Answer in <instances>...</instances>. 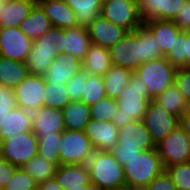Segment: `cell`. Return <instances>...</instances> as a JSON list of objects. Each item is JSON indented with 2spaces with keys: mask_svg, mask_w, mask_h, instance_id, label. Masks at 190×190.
I'll list each match as a JSON object with an SVG mask.
<instances>
[{
  "mask_svg": "<svg viewBox=\"0 0 190 190\" xmlns=\"http://www.w3.org/2000/svg\"><path fill=\"white\" fill-rule=\"evenodd\" d=\"M149 101L145 83L133 72L129 85L116 98L118 109L112 122L120 129L133 120H143Z\"/></svg>",
  "mask_w": 190,
  "mask_h": 190,
  "instance_id": "1",
  "label": "cell"
},
{
  "mask_svg": "<svg viewBox=\"0 0 190 190\" xmlns=\"http://www.w3.org/2000/svg\"><path fill=\"white\" fill-rule=\"evenodd\" d=\"M87 167L95 188L113 190L126 186L124 168L109 151L94 150Z\"/></svg>",
  "mask_w": 190,
  "mask_h": 190,
  "instance_id": "2",
  "label": "cell"
},
{
  "mask_svg": "<svg viewBox=\"0 0 190 190\" xmlns=\"http://www.w3.org/2000/svg\"><path fill=\"white\" fill-rule=\"evenodd\" d=\"M64 29L52 26L44 35L33 40L26 65L30 74L43 76L53 58L62 52Z\"/></svg>",
  "mask_w": 190,
  "mask_h": 190,
  "instance_id": "3",
  "label": "cell"
},
{
  "mask_svg": "<svg viewBox=\"0 0 190 190\" xmlns=\"http://www.w3.org/2000/svg\"><path fill=\"white\" fill-rule=\"evenodd\" d=\"M123 168L125 185L136 190H143L165 170L156 148L142 150Z\"/></svg>",
  "mask_w": 190,
  "mask_h": 190,
  "instance_id": "4",
  "label": "cell"
},
{
  "mask_svg": "<svg viewBox=\"0 0 190 190\" xmlns=\"http://www.w3.org/2000/svg\"><path fill=\"white\" fill-rule=\"evenodd\" d=\"M177 67L165 57L142 63L134 73L145 83L148 99L154 100L175 82Z\"/></svg>",
  "mask_w": 190,
  "mask_h": 190,
  "instance_id": "5",
  "label": "cell"
},
{
  "mask_svg": "<svg viewBox=\"0 0 190 190\" xmlns=\"http://www.w3.org/2000/svg\"><path fill=\"white\" fill-rule=\"evenodd\" d=\"M113 66L130 69L134 72L145 63L144 41H142V26L125 36L109 49Z\"/></svg>",
  "mask_w": 190,
  "mask_h": 190,
  "instance_id": "6",
  "label": "cell"
},
{
  "mask_svg": "<svg viewBox=\"0 0 190 190\" xmlns=\"http://www.w3.org/2000/svg\"><path fill=\"white\" fill-rule=\"evenodd\" d=\"M38 154V138L33 131L18 133L0 142L1 159L22 167Z\"/></svg>",
  "mask_w": 190,
  "mask_h": 190,
  "instance_id": "7",
  "label": "cell"
},
{
  "mask_svg": "<svg viewBox=\"0 0 190 190\" xmlns=\"http://www.w3.org/2000/svg\"><path fill=\"white\" fill-rule=\"evenodd\" d=\"M93 152L94 148L84 131L62 132L59 144L60 164H87Z\"/></svg>",
  "mask_w": 190,
  "mask_h": 190,
  "instance_id": "8",
  "label": "cell"
},
{
  "mask_svg": "<svg viewBox=\"0 0 190 190\" xmlns=\"http://www.w3.org/2000/svg\"><path fill=\"white\" fill-rule=\"evenodd\" d=\"M101 15L128 32L143 25L138 0H105L102 2Z\"/></svg>",
  "mask_w": 190,
  "mask_h": 190,
  "instance_id": "9",
  "label": "cell"
},
{
  "mask_svg": "<svg viewBox=\"0 0 190 190\" xmlns=\"http://www.w3.org/2000/svg\"><path fill=\"white\" fill-rule=\"evenodd\" d=\"M156 149L164 169L174 164L189 162L190 136L178 126L156 144Z\"/></svg>",
  "mask_w": 190,
  "mask_h": 190,
  "instance_id": "10",
  "label": "cell"
},
{
  "mask_svg": "<svg viewBox=\"0 0 190 190\" xmlns=\"http://www.w3.org/2000/svg\"><path fill=\"white\" fill-rule=\"evenodd\" d=\"M143 122L157 144L179 126L180 118L166 111L154 100H150Z\"/></svg>",
  "mask_w": 190,
  "mask_h": 190,
  "instance_id": "11",
  "label": "cell"
},
{
  "mask_svg": "<svg viewBox=\"0 0 190 190\" xmlns=\"http://www.w3.org/2000/svg\"><path fill=\"white\" fill-rule=\"evenodd\" d=\"M33 40L19 27H0V56L10 60L26 62Z\"/></svg>",
  "mask_w": 190,
  "mask_h": 190,
  "instance_id": "12",
  "label": "cell"
},
{
  "mask_svg": "<svg viewBox=\"0 0 190 190\" xmlns=\"http://www.w3.org/2000/svg\"><path fill=\"white\" fill-rule=\"evenodd\" d=\"M13 91L18 107L30 112L36 111L43 106L45 79L43 76L30 74Z\"/></svg>",
  "mask_w": 190,
  "mask_h": 190,
  "instance_id": "13",
  "label": "cell"
},
{
  "mask_svg": "<svg viewBox=\"0 0 190 190\" xmlns=\"http://www.w3.org/2000/svg\"><path fill=\"white\" fill-rule=\"evenodd\" d=\"M91 44L109 49L119 42L128 32L126 29L110 22L102 15L92 21L87 27Z\"/></svg>",
  "mask_w": 190,
  "mask_h": 190,
  "instance_id": "14",
  "label": "cell"
},
{
  "mask_svg": "<svg viewBox=\"0 0 190 190\" xmlns=\"http://www.w3.org/2000/svg\"><path fill=\"white\" fill-rule=\"evenodd\" d=\"M65 130L62 109L42 106L32 112V131L37 138L45 135L62 133Z\"/></svg>",
  "mask_w": 190,
  "mask_h": 190,
  "instance_id": "15",
  "label": "cell"
},
{
  "mask_svg": "<svg viewBox=\"0 0 190 190\" xmlns=\"http://www.w3.org/2000/svg\"><path fill=\"white\" fill-rule=\"evenodd\" d=\"M118 130V127L112 121L91 119L84 132L90 139L94 150L110 152L118 143Z\"/></svg>",
  "mask_w": 190,
  "mask_h": 190,
  "instance_id": "16",
  "label": "cell"
},
{
  "mask_svg": "<svg viewBox=\"0 0 190 190\" xmlns=\"http://www.w3.org/2000/svg\"><path fill=\"white\" fill-rule=\"evenodd\" d=\"M82 66V60L72 54H60L57 58H53L43 77L48 83L66 84L82 70Z\"/></svg>",
  "mask_w": 190,
  "mask_h": 190,
  "instance_id": "17",
  "label": "cell"
},
{
  "mask_svg": "<svg viewBox=\"0 0 190 190\" xmlns=\"http://www.w3.org/2000/svg\"><path fill=\"white\" fill-rule=\"evenodd\" d=\"M143 23L149 20H173L186 0H138Z\"/></svg>",
  "mask_w": 190,
  "mask_h": 190,
  "instance_id": "18",
  "label": "cell"
},
{
  "mask_svg": "<svg viewBox=\"0 0 190 190\" xmlns=\"http://www.w3.org/2000/svg\"><path fill=\"white\" fill-rule=\"evenodd\" d=\"M120 146H136L142 150L154 149L156 144L143 120H133L118 130Z\"/></svg>",
  "mask_w": 190,
  "mask_h": 190,
  "instance_id": "19",
  "label": "cell"
},
{
  "mask_svg": "<svg viewBox=\"0 0 190 190\" xmlns=\"http://www.w3.org/2000/svg\"><path fill=\"white\" fill-rule=\"evenodd\" d=\"M63 190L83 189V185H91L87 164H60L54 175Z\"/></svg>",
  "mask_w": 190,
  "mask_h": 190,
  "instance_id": "20",
  "label": "cell"
},
{
  "mask_svg": "<svg viewBox=\"0 0 190 190\" xmlns=\"http://www.w3.org/2000/svg\"><path fill=\"white\" fill-rule=\"evenodd\" d=\"M90 45L91 40L85 26L64 29L60 54H72L83 61Z\"/></svg>",
  "mask_w": 190,
  "mask_h": 190,
  "instance_id": "21",
  "label": "cell"
},
{
  "mask_svg": "<svg viewBox=\"0 0 190 190\" xmlns=\"http://www.w3.org/2000/svg\"><path fill=\"white\" fill-rule=\"evenodd\" d=\"M35 4V0H0V27H19Z\"/></svg>",
  "mask_w": 190,
  "mask_h": 190,
  "instance_id": "22",
  "label": "cell"
},
{
  "mask_svg": "<svg viewBox=\"0 0 190 190\" xmlns=\"http://www.w3.org/2000/svg\"><path fill=\"white\" fill-rule=\"evenodd\" d=\"M50 19L52 26L68 29L78 26L74 10L64 0L36 2Z\"/></svg>",
  "mask_w": 190,
  "mask_h": 190,
  "instance_id": "23",
  "label": "cell"
},
{
  "mask_svg": "<svg viewBox=\"0 0 190 190\" xmlns=\"http://www.w3.org/2000/svg\"><path fill=\"white\" fill-rule=\"evenodd\" d=\"M143 25L153 34L165 57L173 50L175 39L181 30L172 20H149Z\"/></svg>",
  "mask_w": 190,
  "mask_h": 190,
  "instance_id": "24",
  "label": "cell"
},
{
  "mask_svg": "<svg viewBox=\"0 0 190 190\" xmlns=\"http://www.w3.org/2000/svg\"><path fill=\"white\" fill-rule=\"evenodd\" d=\"M26 131H32V112L17 106L8 112L0 126V142Z\"/></svg>",
  "mask_w": 190,
  "mask_h": 190,
  "instance_id": "25",
  "label": "cell"
},
{
  "mask_svg": "<svg viewBox=\"0 0 190 190\" xmlns=\"http://www.w3.org/2000/svg\"><path fill=\"white\" fill-rule=\"evenodd\" d=\"M82 62V70L95 76H103L112 66L109 50L94 44L90 45Z\"/></svg>",
  "mask_w": 190,
  "mask_h": 190,
  "instance_id": "26",
  "label": "cell"
},
{
  "mask_svg": "<svg viewBox=\"0 0 190 190\" xmlns=\"http://www.w3.org/2000/svg\"><path fill=\"white\" fill-rule=\"evenodd\" d=\"M65 130L84 131L91 120L90 106L80 101H70L63 108Z\"/></svg>",
  "mask_w": 190,
  "mask_h": 190,
  "instance_id": "27",
  "label": "cell"
},
{
  "mask_svg": "<svg viewBox=\"0 0 190 190\" xmlns=\"http://www.w3.org/2000/svg\"><path fill=\"white\" fill-rule=\"evenodd\" d=\"M52 27L50 19L39 4H35L29 15L20 23V30L32 40L44 35Z\"/></svg>",
  "mask_w": 190,
  "mask_h": 190,
  "instance_id": "28",
  "label": "cell"
},
{
  "mask_svg": "<svg viewBox=\"0 0 190 190\" xmlns=\"http://www.w3.org/2000/svg\"><path fill=\"white\" fill-rule=\"evenodd\" d=\"M30 75L26 62L10 60L0 56V84L14 89Z\"/></svg>",
  "mask_w": 190,
  "mask_h": 190,
  "instance_id": "29",
  "label": "cell"
},
{
  "mask_svg": "<svg viewBox=\"0 0 190 190\" xmlns=\"http://www.w3.org/2000/svg\"><path fill=\"white\" fill-rule=\"evenodd\" d=\"M154 101L162 106L166 111L179 118L190 107L175 83L170 85L165 91L157 96Z\"/></svg>",
  "mask_w": 190,
  "mask_h": 190,
  "instance_id": "30",
  "label": "cell"
},
{
  "mask_svg": "<svg viewBox=\"0 0 190 190\" xmlns=\"http://www.w3.org/2000/svg\"><path fill=\"white\" fill-rule=\"evenodd\" d=\"M132 73L130 69L112 65L109 71L103 75L106 96L118 98L125 87L129 85Z\"/></svg>",
  "mask_w": 190,
  "mask_h": 190,
  "instance_id": "31",
  "label": "cell"
},
{
  "mask_svg": "<svg viewBox=\"0 0 190 190\" xmlns=\"http://www.w3.org/2000/svg\"><path fill=\"white\" fill-rule=\"evenodd\" d=\"M70 6L78 21V25L87 27L101 15L102 0H64Z\"/></svg>",
  "mask_w": 190,
  "mask_h": 190,
  "instance_id": "32",
  "label": "cell"
},
{
  "mask_svg": "<svg viewBox=\"0 0 190 190\" xmlns=\"http://www.w3.org/2000/svg\"><path fill=\"white\" fill-rule=\"evenodd\" d=\"M21 168L33 177L35 182L39 185L40 183L54 177L57 166L48 162L39 155H36L26 162Z\"/></svg>",
  "mask_w": 190,
  "mask_h": 190,
  "instance_id": "33",
  "label": "cell"
},
{
  "mask_svg": "<svg viewBox=\"0 0 190 190\" xmlns=\"http://www.w3.org/2000/svg\"><path fill=\"white\" fill-rule=\"evenodd\" d=\"M106 96L103 76L87 74L86 81H83V93L81 101L91 106Z\"/></svg>",
  "mask_w": 190,
  "mask_h": 190,
  "instance_id": "34",
  "label": "cell"
},
{
  "mask_svg": "<svg viewBox=\"0 0 190 190\" xmlns=\"http://www.w3.org/2000/svg\"><path fill=\"white\" fill-rule=\"evenodd\" d=\"M62 141V133L45 135V138H38V154L48 162L60 165L59 144Z\"/></svg>",
  "mask_w": 190,
  "mask_h": 190,
  "instance_id": "35",
  "label": "cell"
},
{
  "mask_svg": "<svg viewBox=\"0 0 190 190\" xmlns=\"http://www.w3.org/2000/svg\"><path fill=\"white\" fill-rule=\"evenodd\" d=\"M45 93L43 106L62 109L70 102L65 84L45 82Z\"/></svg>",
  "mask_w": 190,
  "mask_h": 190,
  "instance_id": "36",
  "label": "cell"
},
{
  "mask_svg": "<svg viewBox=\"0 0 190 190\" xmlns=\"http://www.w3.org/2000/svg\"><path fill=\"white\" fill-rule=\"evenodd\" d=\"M117 109L116 99L105 96L96 104L90 106L91 119L97 121H112Z\"/></svg>",
  "mask_w": 190,
  "mask_h": 190,
  "instance_id": "37",
  "label": "cell"
},
{
  "mask_svg": "<svg viewBox=\"0 0 190 190\" xmlns=\"http://www.w3.org/2000/svg\"><path fill=\"white\" fill-rule=\"evenodd\" d=\"M165 171L177 190H190V161L166 167Z\"/></svg>",
  "mask_w": 190,
  "mask_h": 190,
  "instance_id": "38",
  "label": "cell"
},
{
  "mask_svg": "<svg viewBox=\"0 0 190 190\" xmlns=\"http://www.w3.org/2000/svg\"><path fill=\"white\" fill-rule=\"evenodd\" d=\"M2 190H38V184L34 178L18 167L10 181Z\"/></svg>",
  "mask_w": 190,
  "mask_h": 190,
  "instance_id": "39",
  "label": "cell"
},
{
  "mask_svg": "<svg viewBox=\"0 0 190 190\" xmlns=\"http://www.w3.org/2000/svg\"><path fill=\"white\" fill-rule=\"evenodd\" d=\"M142 41H144L145 62L158 60L163 57L161 48L155 40V37L144 25H142Z\"/></svg>",
  "mask_w": 190,
  "mask_h": 190,
  "instance_id": "40",
  "label": "cell"
},
{
  "mask_svg": "<svg viewBox=\"0 0 190 190\" xmlns=\"http://www.w3.org/2000/svg\"><path fill=\"white\" fill-rule=\"evenodd\" d=\"M87 74L81 70L76 73L66 84L67 95L70 101H80L83 93V81H86Z\"/></svg>",
  "mask_w": 190,
  "mask_h": 190,
  "instance_id": "41",
  "label": "cell"
},
{
  "mask_svg": "<svg viewBox=\"0 0 190 190\" xmlns=\"http://www.w3.org/2000/svg\"><path fill=\"white\" fill-rule=\"evenodd\" d=\"M174 83L190 106V68L178 67Z\"/></svg>",
  "mask_w": 190,
  "mask_h": 190,
  "instance_id": "42",
  "label": "cell"
},
{
  "mask_svg": "<svg viewBox=\"0 0 190 190\" xmlns=\"http://www.w3.org/2000/svg\"><path fill=\"white\" fill-rule=\"evenodd\" d=\"M183 42H185V31H181L173 46V50L165 56V58L174 66L183 67Z\"/></svg>",
  "mask_w": 190,
  "mask_h": 190,
  "instance_id": "43",
  "label": "cell"
},
{
  "mask_svg": "<svg viewBox=\"0 0 190 190\" xmlns=\"http://www.w3.org/2000/svg\"><path fill=\"white\" fill-rule=\"evenodd\" d=\"M141 151L142 149L136 146H120L116 144L110 152L124 167L129 160L137 156Z\"/></svg>",
  "mask_w": 190,
  "mask_h": 190,
  "instance_id": "44",
  "label": "cell"
},
{
  "mask_svg": "<svg viewBox=\"0 0 190 190\" xmlns=\"http://www.w3.org/2000/svg\"><path fill=\"white\" fill-rule=\"evenodd\" d=\"M143 190H177L170 176L164 170L156 176Z\"/></svg>",
  "mask_w": 190,
  "mask_h": 190,
  "instance_id": "45",
  "label": "cell"
},
{
  "mask_svg": "<svg viewBox=\"0 0 190 190\" xmlns=\"http://www.w3.org/2000/svg\"><path fill=\"white\" fill-rule=\"evenodd\" d=\"M172 21L181 31L190 30V0L185 1Z\"/></svg>",
  "mask_w": 190,
  "mask_h": 190,
  "instance_id": "46",
  "label": "cell"
},
{
  "mask_svg": "<svg viewBox=\"0 0 190 190\" xmlns=\"http://www.w3.org/2000/svg\"><path fill=\"white\" fill-rule=\"evenodd\" d=\"M17 168V166L10 164L7 160L0 158V189L6 186Z\"/></svg>",
  "mask_w": 190,
  "mask_h": 190,
  "instance_id": "47",
  "label": "cell"
},
{
  "mask_svg": "<svg viewBox=\"0 0 190 190\" xmlns=\"http://www.w3.org/2000/svg\"><path fill=\"white\" fill-rule=\"evenodd\" d=\"M0 106L9 108L17 107V102L13 89L7 87H3L1 89Z\"/></svg>",
  "mask_w": 190,
  "mask_h": 190,
  "instance_id": "48",
  "label": "cell"
},
{
  "mask_svg": "<svg viewBox=\"0 0 190 190\" xmlns=\"http://www.w3.org/2000/svg\"><path fill=\"white\" fill-rule=\"evenodd\" d=\"M183 67L190 68V30L185 31V42H183Z\"/></svg>",
  "mask_w": 190,
  "mask_h": 190,
  "instance_id": "49",
  "label": "cell"
},
{
  "mask_svg": "<svg viewBox=\"0 0 190 190\" xmlns=\"http://www.w3.org/2000/svg\"><path fill=\"white\" fill-rule=\"evenodd\" d=\"M38 190H63L60 184L53 177L38 185Z\"/></svg>",
  "mask_w": 190,
  "mask_h": 190,
  "instance_id": "50",
  "label": "cell"
},
{
  "mask_svg": "<svg viewBox=\"0 0 190 190\" xmlns=\"http://www.w3.org/2000/svg\"><path fill=\"white\" fill-rule=\"evenodd\" d=\"M179 126L190 136V107L180 117Z\"/></svg>",
  "mask_w": 190,
  "mask_h": 190,
  "instance_id": "51",
  "label": "cell"
},
{
  "mask_svg": "<svg viewBox=\"0 0 190 190\" xmlns=\"http://www.w3.org/2000/svg\"><path fill=\"white\" fill-rule=\"evenodd\" d=\"M13 109L14 108L0 106V126L4 118L7 116L8 112L12 111Z\"/></svg>",
  "mask_w": 190,
  "mask_h": 190,
  "instance_id": "52",
  "label": "cell"
},
{
  "mask_svg": "<svg viewBox=\"0 0 190 190\" xmlns=\"http://www.w3.org/2000/svg\"><path fill=\"white\" fill-rule=\"evenodd\" d=\"M93 186L92 185H83V189H78V190H92Z\"/></svg>",
  "mask_w": 190,
  "mask_h": 190,
  "instance_id": "53",
  "label": "cell"
},
{
  "mask_svg": "<svg viewBox=\"0 0 190 190\" xmlns=\"http://www.w3.org/2000/svg\"><path fill=\"white\" fill-rule=\"evenodd\" d=\"M113 190H136V189H132L128 186H124V187H121V188H116V189H113Z\"/></svg>",
  "mask_w": 190,
  "mask_h": 190,
  "instance_id": "54",
  "label": "cell"
},
{
  "mask_svg": "<svg viewBox=\"0 0 190 190\" xmlns=\"http://www.w3.org/2000/svg\"><path fill=\"white\" fill-rule=\"evenodd\" d=\"M36 2H48V1H55V0H35Z\"/></svg>",
  "mask_w": 190,
  "mask_h": 190,
  "instance_id": "55",
  "label": "cell"
},
{
  "mask_svg": "<svg viewBox=\"0 0 190 190\" xmlns=\"http://www.w3.org/2000/svg\"><path fill=\"white\" fill-rule=\"evenodd\" d=\"M92 190H103V189L93 187Z\"/></svg>",
  "mask_w": 190,
  "mask_h": 190,
  "instance_id": "56",
  "label": "cell"
},
{
  "mask_svg": "<svg viewBox=\"0 0 190 190\" xmlns=\"http://www.w3.org/2000/svg\"><path fill=\"white\" fill-rule=\"evenodd\" d=\"M3 88V86L0 84V98H1V89Z\"/></svg>",
  "mask_w": 190,
  "mask_h": 190,
  "instance_id": "57",
  "label": "cell"
}]
</instances>
